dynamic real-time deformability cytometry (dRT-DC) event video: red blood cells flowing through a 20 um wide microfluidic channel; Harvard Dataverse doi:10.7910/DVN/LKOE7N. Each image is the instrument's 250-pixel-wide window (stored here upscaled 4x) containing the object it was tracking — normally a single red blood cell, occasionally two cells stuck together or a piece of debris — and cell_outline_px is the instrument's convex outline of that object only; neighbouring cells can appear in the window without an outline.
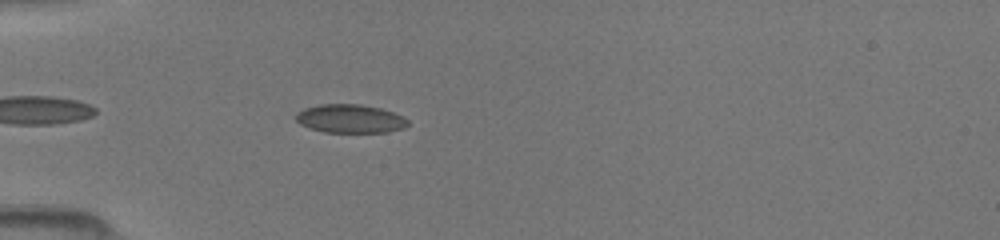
{"species": "common noctule bat (a hibernating species)", "species_latin": "Nyctalus noctula", "temperature_condition": "room temperature", "stored_images_in_passage": 23, "camera_frame_rate_fps": 3000, "um_per_image_px": 0.085, "animal": {"sex": "female", "body_mass_g": 19.5, "forearm_length_mm": 54.1}, "frame": {"image": 1, "passage_image": 4, "time_ms": 1.0, "image_size_px": [1000, 240], "cell_outline_px": [[408, 124], [400, 128], [384, 132], [324, 132], [300, 124], [296, 120], [296, 112], [304, 108], [320, 104], [360, 104], [380, 108], [392, 112], [408, 120]], "centroid_in_image_um": [29.71, 10.07], "position_along_channel_um": 55.3, "area_um2": 18.32}}
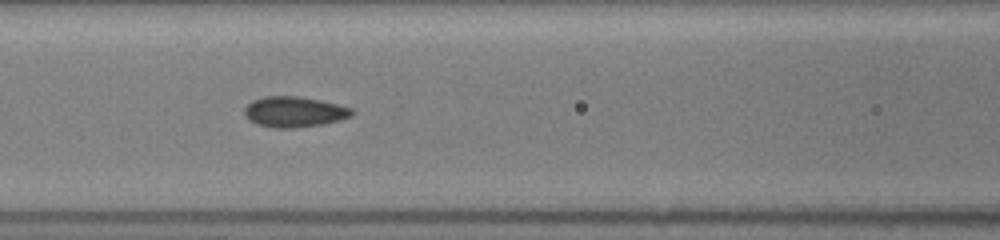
{"frame": {"image": 2, "passage_image": 11, "time_ms": 3.333, "image_size_px": [1000, 240], "cell_outline_px": [[352, 116], [324, 124], [292, 128], [272, 128], [256, 124], [248, 120], [244, 112], [244, 108], [252, 100], [264, 96], [296, 96], [320, 100], [352, 108]], "centroid_in_image_um": [24.96, 9.51], "position_along_channel_um": 141.6, "area_um2": 19.13}}
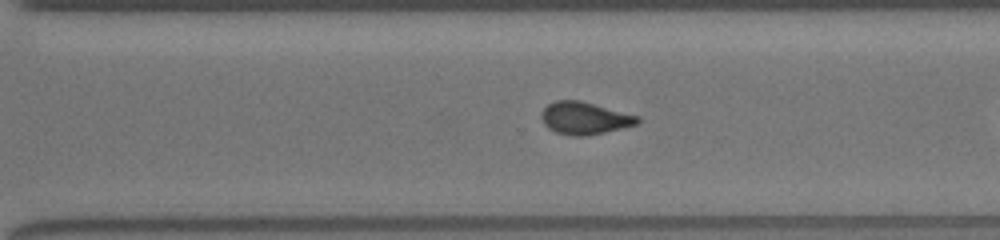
{"frame": {"image": 3, "passage_image": 21, "time_ms": 6.667, "image_size_px": [1000, 240], "cell_outline_px": [[640, 120], [636, 124], [604, 132], [584, 136], [572, 136], [556, 132], [548, 128], [544, 124], [540, 116], [544, 108], [548, 104], [556, 100], [580, 100], [640, 116]], "centroid_in_image_um": [49.67, 10.03], "position_along_channel_um": 320.9, "area_um2": 18.03}}